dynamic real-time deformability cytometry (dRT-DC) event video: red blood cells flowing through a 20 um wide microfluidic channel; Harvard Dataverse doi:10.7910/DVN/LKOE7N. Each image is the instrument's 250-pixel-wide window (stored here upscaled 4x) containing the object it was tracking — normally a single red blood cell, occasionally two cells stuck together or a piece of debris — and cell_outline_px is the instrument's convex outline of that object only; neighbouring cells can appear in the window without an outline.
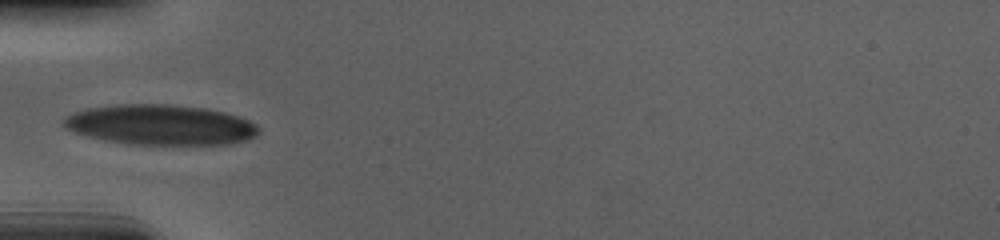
{"species": "human", "species_latin": "Homo sapiens", "temperature_condition": "cold", "stored_images_in_passage": 38, "camera_frame_rate_fps": 3000, "um_per_image_px": 0.085, "donor": {"sex": "male"}, "frame": {"image": 1, "passage_image": 1, "time_ms": 0.0, "image_size_px": [1000, 240], "cell_outline_px": [[260, 132], [256, 136], [248, 140], [232, 144], [128, 144], [104, 140], [88, 136], [64, 128], [60, 124], [60, 120], [64, 116], [88, 108], [116, 104], [168, 104], [204, 108], [224, 112], [248, 120], [256, 124], [260, 128]], "centroid_in_image_um": [13.62, 10.61], "position_along_channel_um": 71.4, "area_um2": 45.95}}
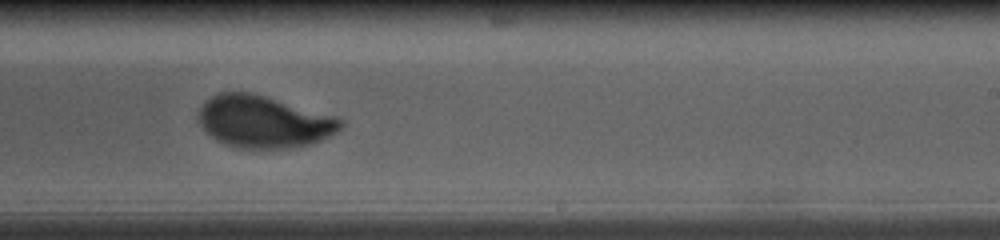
{"frame": {"image": 2, "passage_image": 17, "time_ms": 5.333, "image_size_px": [1000, 240], "cell_outline_px": [[344, 124], [336, 132], [312, 144], [284, 148], [236, 148], [224, 144], [216, 140], [200, 124], [196, 116], [196, 112], [204, 100], [220, 92], [248, 92], [264, 96], [336, 116], [344, 120]], "centroid_in_image_um": [22.38, 10.34], "position_along_channel_um": 266.6, "area_um2": 43.12}}
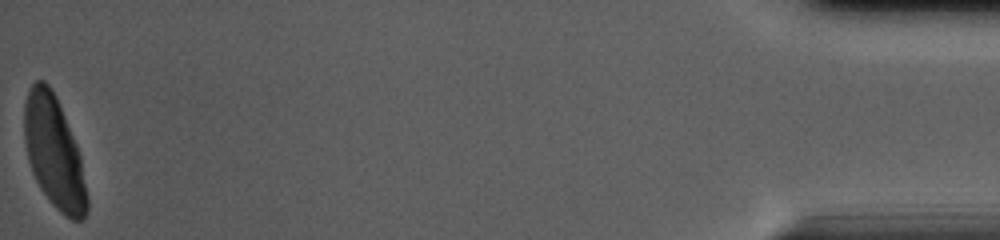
{"frame": {"image": 3, "passage_image": 38, "time_ms": 12.333, "image_size_px": [1000, 240], "cell_outline_px": [[88, 212], [80, 220], [72, 220], [64, 216], [48, 200], [40, 188], [32, 172], [28, 160], [24, 140], [24, 104], [28, 88], [36, 80], [44, 80], [52, 88], [56, 96], [80, 152], [88, 196]], "centroid_in_image_um": [4.59, 12.95], "position_along_channel_um": 430.6, "area_um2": 41.27}, "authors_computed_cell_mechanics": {"area_um2": 42.5408, "velocity_mm_per_s": 3.6699, "shape_relaxation_time_tau1_ms": 2.9203, "shape_relaxation_time_tau2_ms": null, "deformation_change_tau1": 0.1817, "deformation_change_tau2": null}}